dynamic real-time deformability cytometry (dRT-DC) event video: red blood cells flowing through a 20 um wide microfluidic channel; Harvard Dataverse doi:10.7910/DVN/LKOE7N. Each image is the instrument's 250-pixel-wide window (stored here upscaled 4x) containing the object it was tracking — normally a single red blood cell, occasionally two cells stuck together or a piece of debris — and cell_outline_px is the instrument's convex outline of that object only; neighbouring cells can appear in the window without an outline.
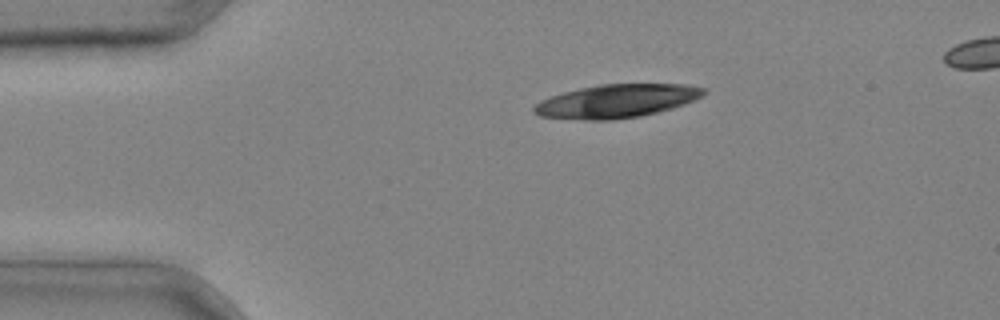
{"species": "common noctule bat (a hibernating species)", "species_latin": "Nyctalus noctula", "temperature_condition": "cold", "stored_images_in_passage": 3, "camera_frame_rate_fps": 3000, "um_per_image_px": 0.085, "animal": {"sex": "male", "body_mass_g": 20.4}, "frame": {"image": 1, "passage_image": 3, "time_ms": 0.667, "image_size_px": [1000, 320], "cell_outline_px": [[708, 92], [684, 104], [672, 108], [640, 116], [612, 120], [584, 120], [540, 116], [532, 112], [532, 108], [540, 100], [564, 92], [580, 88], [600, 84], [688, 84], [704, 88]], "centroid_in_image_um": [52.4, 8.59], "position_along_channel_um": 32.6, "area_um2": 32.89}}